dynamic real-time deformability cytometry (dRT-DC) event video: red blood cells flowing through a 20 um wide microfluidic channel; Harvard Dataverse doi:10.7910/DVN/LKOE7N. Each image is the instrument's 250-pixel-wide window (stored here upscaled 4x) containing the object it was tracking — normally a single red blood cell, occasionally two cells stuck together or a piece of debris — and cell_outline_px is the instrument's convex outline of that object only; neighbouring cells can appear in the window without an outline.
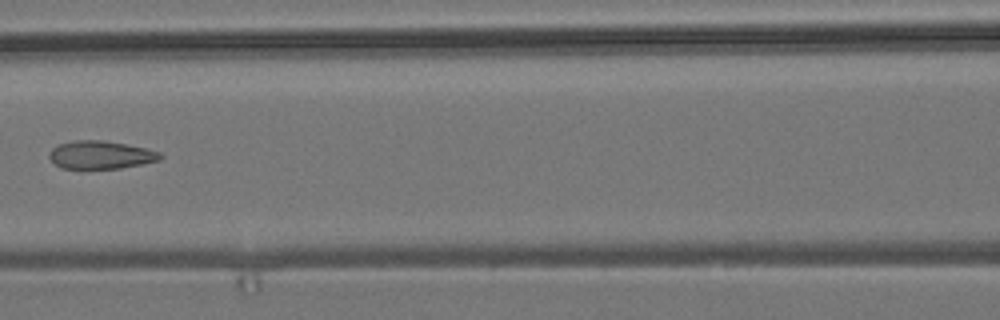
{"species": "common noctule bat (a hibernating species)", "species_latin": "Nyctalus noctula", "temperature_condition": "room temperature", "stored_images_in_passage": 6, "camera_frame_rate_fps": 3000, "um_per_image_px": 0.085, "animal": {"sex": "male", "body_mass_g": 19.2, "forearm_length_mm": 51.8}, "frame": {"image": 1, "passage_image": 6, "time_ms": 1.667, "image_size_px": [1000, 320], "cell_outline_px": [[164, 156], [160, 160], [120, 168], [60, 168], [48, 156], [52, 148], [60, 144], [72, 140], [104, 140], [144, 148], [160, 152]], "centroid_in_image_um": [8.56, 13.16], "position_along_channel_um": 158.0, "area_um2": 17.92}}